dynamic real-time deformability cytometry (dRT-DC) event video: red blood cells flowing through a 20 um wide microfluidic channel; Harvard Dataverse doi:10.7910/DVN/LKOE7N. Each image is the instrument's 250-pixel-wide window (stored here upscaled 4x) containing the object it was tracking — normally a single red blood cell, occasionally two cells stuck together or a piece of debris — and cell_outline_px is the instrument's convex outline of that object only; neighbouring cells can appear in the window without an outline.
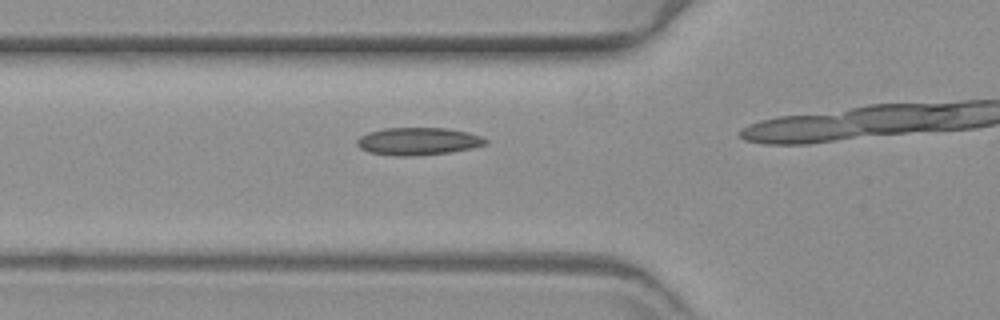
{"species": "common noctule bat (a hibernating species)", "species_latin": "Nyctalus noctula", "temperature_condition": "warm", "stored_images_in_passage": 24, "camera_frame_rate_fps": 3000, "um_per_image_px": 0.085, "animal": {"sex": "female", "body_mass_g": 19.3, "forearm_length_mm": 54.1}, "frame": {"image": 1, "passage_image": 16, "time_ms": 5.0, "image_size_px": [1000, 320], "cell_outline_px": [[488, 144], [472, 148], [448, 152], [416, 156], [396, 156], [368, 152], [360, 148], [356, 144], [356, 140], [360, 136], [368, 132], [384, 128], [448, 128], [468, 132], [480, 136], [488, 140]], "centroid_in_image_um": [35.53, 12.01], "position_along_channel_um": 90.3, "area_um2": 20.75}}
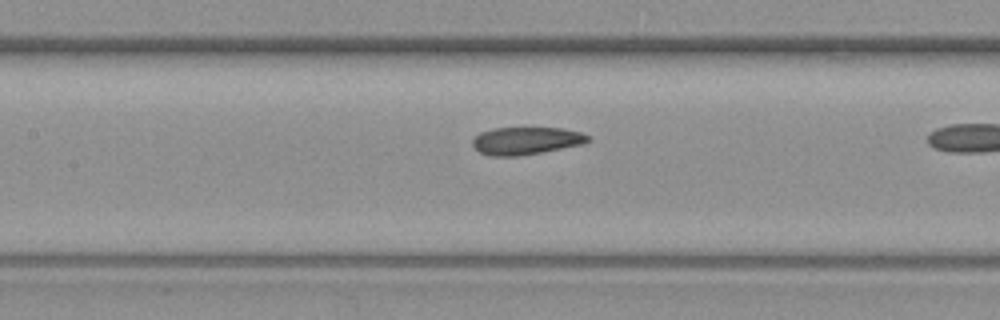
{"frame": {"image": 2, "passage_image": 22, "time_ms": 7.0, "image_size_px": [1000, 320], "cell_outline_px": [[592, 140], [584, 144], [540, 152], [516, 156], [492, 156], [480, 152], [472, 144], [472, 140], [480, 132], [492, 128], [564, 128], [580, 132], [592, 136]], "centroid_in_image_um": [44.76, 11.95], "position_along_channel_um": 162.6, "area_um2": 18.55}}